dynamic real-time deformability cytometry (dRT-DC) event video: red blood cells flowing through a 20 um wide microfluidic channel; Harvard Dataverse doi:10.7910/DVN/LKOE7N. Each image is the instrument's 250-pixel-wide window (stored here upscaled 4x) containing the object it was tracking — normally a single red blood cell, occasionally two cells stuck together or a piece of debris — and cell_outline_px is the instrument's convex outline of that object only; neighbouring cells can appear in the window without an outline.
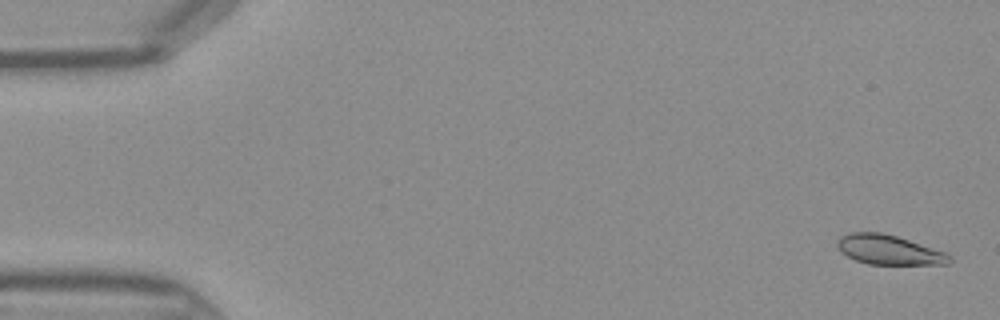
{"species": "Egyptian fruit bat (a non-hibernating species)", "species_latin": "Rousettus aegyptiacus", "temperature_condition": "warm", "stored_images_in_passage": 45, "camera_frame_rate_fps": 3000, "um_per_image_px": 0.085, "frame": {"image": 1, "passage_image": 2, "time_ms": 0.333, "image_size_px": [1000, 320], "cell_outline_px": [[952, 260], [948, 264], [868, 264], [856, 260], [848, 256], [836, 244], [840, 236], [852, 232], [880, 232], [896, 236], [948, 252], [952, 256]], "centroid_in_image_um": [75.62, 21.23], "position_along_channel_um": 9.4, "area_um2": 19.25}}
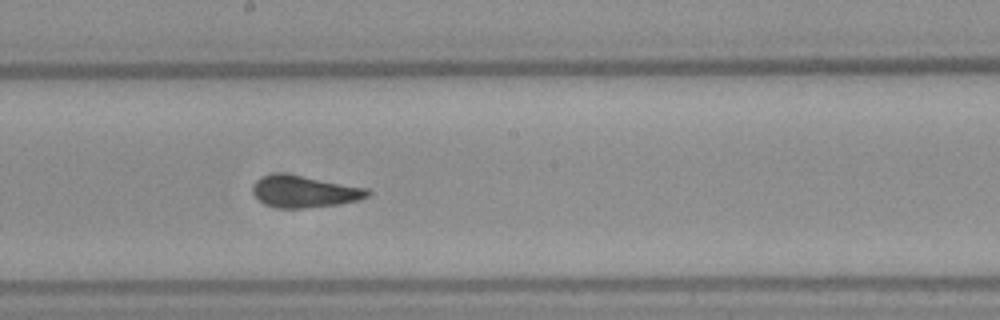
{"frame": {"image": 2, "passage_image": 25, "time_ms": 8.0, "image_size_px": [1000, 320], "cell_outline_px": [[372, 192], [368, 196], [356, 200], [336, 204], [308, 208], [280, 208], [268, 204], [260, 200], [252, 192], [252, 184], [256, 180], [264, 176], [300, 176], [368, 188]], "centroid_in_image_um": [25.91, 16.32], "position_along_channel_um": 222.3, "area_um2": 20.35}}
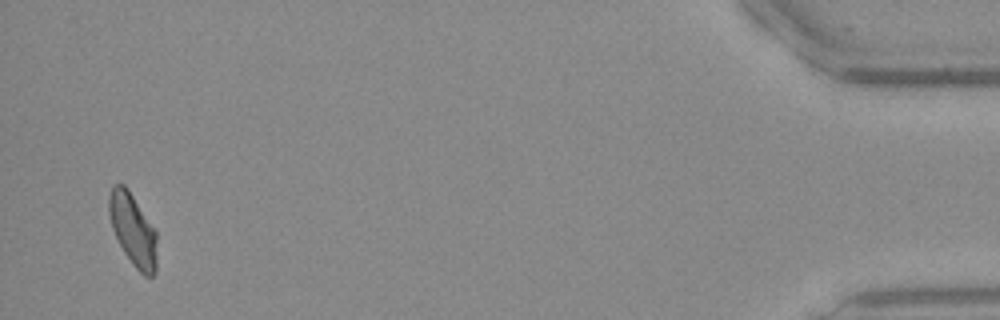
{"frame": {"image": 3, "passage_image": 44, "time_ms": 14.333, "image_size_px": [1000, 320], "cell_outline_px": [[156, 272], [152, 276], [144, 276], [132, 264], [124, 252], [112, 228], [108, 212], [108, 196], [112, 184], [124, 184], [128, 188], [156, 232]], "centroid_in_image_um": [11.28, 19.51], "position_along_channel_um": 423.9, "area_um2": 20.06}}